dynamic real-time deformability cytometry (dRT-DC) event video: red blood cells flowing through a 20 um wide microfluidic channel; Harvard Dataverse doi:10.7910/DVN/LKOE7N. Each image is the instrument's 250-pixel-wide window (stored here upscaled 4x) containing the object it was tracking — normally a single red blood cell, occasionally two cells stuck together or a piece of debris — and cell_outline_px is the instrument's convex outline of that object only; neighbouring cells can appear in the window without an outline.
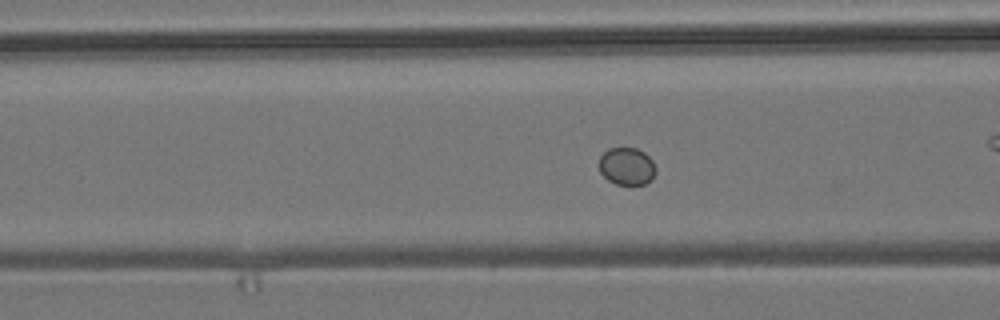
{"species": "common noctule bat (a hibernating species)", "species_latin": "Nyctalus noctula", "temperature_condition": "room temperature", "stored_images_in_passage": 49, "camera_frame_rate_fps": 3000, "um_per_image_px": 0.085, "animal": {"sex": "male", "body_mass_g": 19.2, "forearm_length_mm": 51.8}, "frame": {"image": 1, "passage_image": 15, "time_ms": 4.667, "image_size_px": [1000, 320], "cell_outline_px": [[656, 172], [652, 180], [644, 184], [616, 184], [608, 180], [600, 172], [600, 156], [608, 148], [636, 148], [644, 152], [652, 160], [656, 168]], "centroid_in_image_um": [53.29, 14.13], "position_along_channel_um": 113.3, "area_um2": 12.37}}
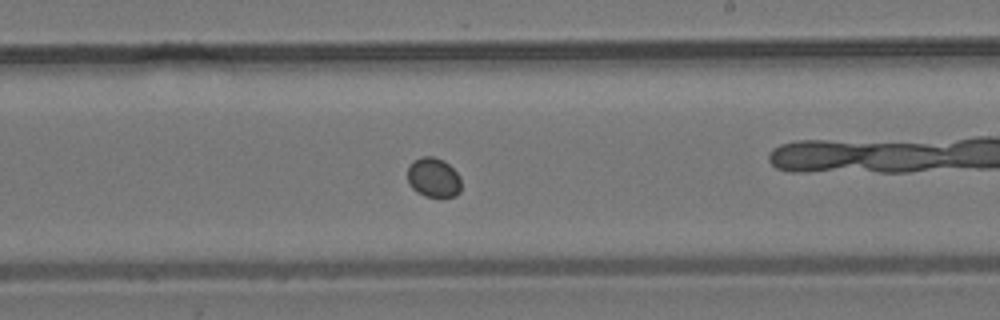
{"frame": {"image": 2, "passage_image": 26, "time_ms": 8.333, "image_size_px": [1000, 320], "cell_outline_px": [[460, 192], [456, 196], [424, 196], [416, 192], [412, 188], [408, 180], [408, 164], [412, 160], [420, 156], [432, 156], [444, 160], [460, 176]], "centroid_in_image_um": [36.82, 15.07], "position_along_channel_um": 252.2, "area_um2": 12.48}}
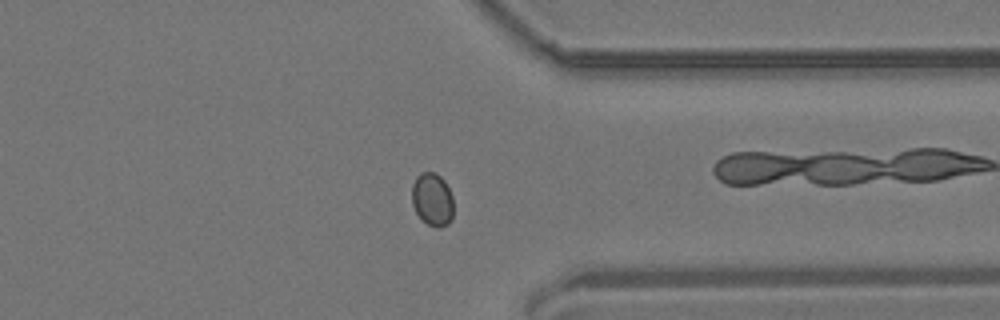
{"frame": {"image": 3, "passage_image": 36, "time_ms": 11.667, "image_size_px": [1000, 320], "cell_outline_px": [[452, 220], [448, 224], [440, 228], [436, 228], [428, 224], [416, 212], [412, 204], [412, 184], [416, 176], [420, 172], [436, 172], [444, 180], [452, 196]], "centroid_in_image_um": [36.74, 16.94], "position_along_channel_um": 374.7, "area_um2": 12.89}}